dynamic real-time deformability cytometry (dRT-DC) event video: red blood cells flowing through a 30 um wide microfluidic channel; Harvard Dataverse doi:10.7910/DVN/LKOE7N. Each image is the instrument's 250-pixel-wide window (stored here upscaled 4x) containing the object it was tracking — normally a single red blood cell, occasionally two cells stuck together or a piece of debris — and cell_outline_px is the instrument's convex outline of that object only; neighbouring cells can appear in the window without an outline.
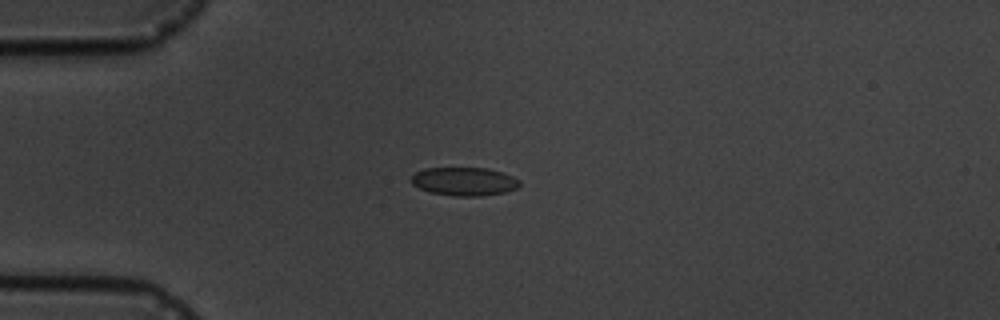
{"species": "common noctule bat (a hibernating species)", "species_latin": "Nyctalus noctula", "temperature_condition": "cold", "stored_images_in_passage": 3, "camera_frame_rate_fps": 3000, "um_per_image_px": 0.085, "animal": {"sex": "male", "body_mass_g": 19.5, "forearm_length_mm": 54.6}, "frame": {"image": 1, "passage_image": 3, "time_ms": 2.333, "image_size_px": [1000, 320], "cell_outline_px": [[520, 184], [516, 188], [504, 192], [480, 196], [452, 196], [432, 192], [420, 188], [412, 184], [408, 180], [416, 172], [424, 168], [488, 168], [504, 172], [520, 180]], "centroid_in_image_um": [39.45, 15.41], "position_along_channel_um": 45.5, "area_um2": 17.98}}